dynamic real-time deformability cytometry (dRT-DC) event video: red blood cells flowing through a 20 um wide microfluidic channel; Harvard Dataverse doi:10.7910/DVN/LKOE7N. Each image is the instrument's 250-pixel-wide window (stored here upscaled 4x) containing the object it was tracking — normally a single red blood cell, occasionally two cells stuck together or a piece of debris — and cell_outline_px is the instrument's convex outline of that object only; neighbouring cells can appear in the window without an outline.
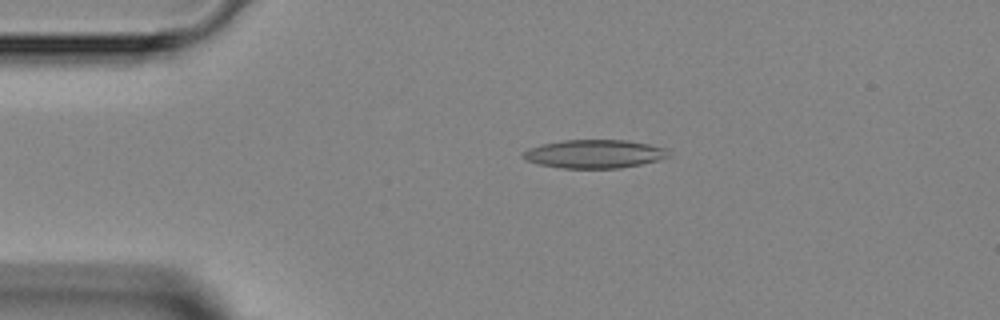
{"species": "Egyptian fruit bat (a non-hibernating species)", "species_latin": "Rousettus aegyptiacus", "temperature_condition": "room temperature", "stored_images_in_passage": 3, "camera_frame_rate_fps": 3000, "um_per_image_px": 0.085, "animal": {"sex": "female"}, "frame": {"image": 1, "passage_image": 2, "time_ms": 1.0, "image_size_px": [1000, 320], "cell_outline_px": [[668, 156], [656, 160], [640, 164], [620, 168], [560, 168], [540, 164], [524, 160], [520, 156], [528, 148], [540, 144], [564, 140], [628, 140], [668, 148]], "centroid_in_image_um": [50.47, 13.08], "position_along_channel_um": 34.5, "area_um2": 24.1}}